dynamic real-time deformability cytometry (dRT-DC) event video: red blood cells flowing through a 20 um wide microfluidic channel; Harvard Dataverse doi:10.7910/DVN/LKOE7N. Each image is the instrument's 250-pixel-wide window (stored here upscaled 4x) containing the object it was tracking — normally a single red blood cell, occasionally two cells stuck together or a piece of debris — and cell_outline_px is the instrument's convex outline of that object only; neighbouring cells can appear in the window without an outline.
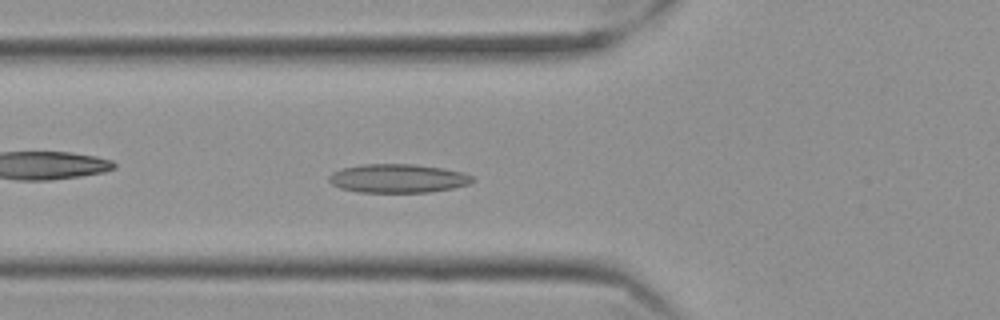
{"species": "Egyptian fruit bat (a non-hibernating species)", "species_latin": "Rousettus aegyptiacus", "temperature_condition": "cold", "stored_images_in_passage": 58, "camera_frame_rate_fps": 3000, "um_per_image_px": 0.085, "frame": {"image": 1, "passage_image": 21, "time_ms": 6.667, "image_size_px": [1000, 320], "cell_outline_px": [[472, 180], [468, 184], [452, 188], [428, 192], [360, 192], [340, 188], [332, 184], [328, 180], [328, 176], [332, 172], [344, 168], [364, 164], [412, 164], [440, 168], [460, 172], [472, 176]], "centroid_in_image_um": [33.76, 15.16], "position_along_channel_um": 92.0, "area_um2": 23.64}}
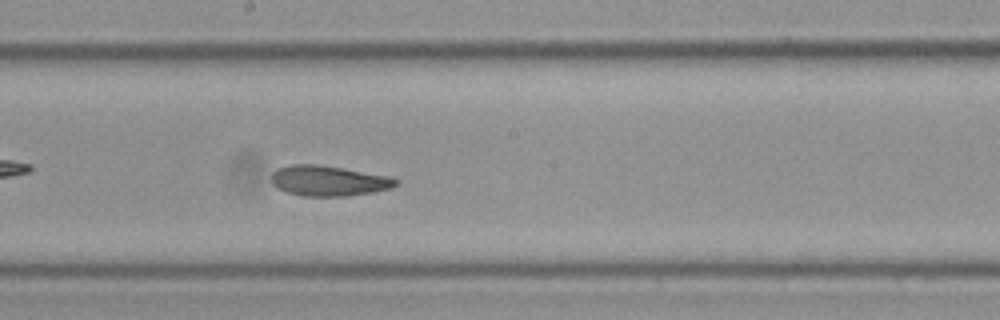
{"frame": {"image": 2, "passage_image": 32, "time_ms": 10.333, "image_size_px": [1000, 320], "cell_outline_px": [[400, 180], [392, 188], [372, 192], [348, 196], [304, 196], [288, 192], [276, 188], [272, 184], [272, 172], [276, 168], [292, 164], [316, 164], [388, 176]], "centroid_in_image_um": [27.9, 15.37], "position_along_channel_um": 220.3, "area_um2": 21.91}}
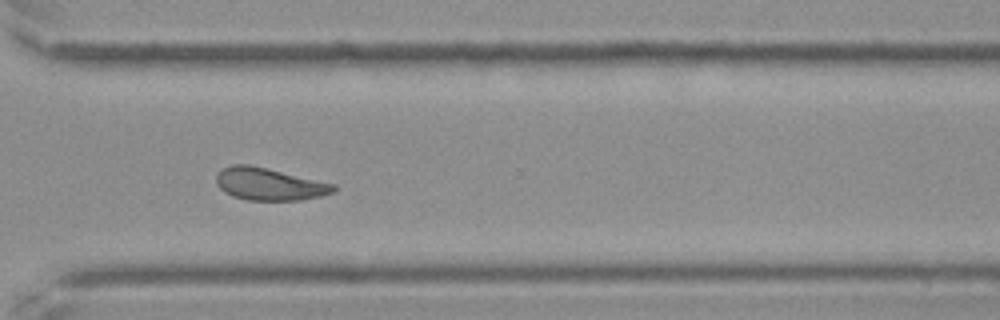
{"frame": {"image": 3, "passage_image": 43, "time_ms": 14.0, "image_size_px": [1000, 320], "cell_outline_px": [[336, 188], [332, 192], [320, 196], [300, 200], [248, 200], [232, 196], [224, 192], [216, 184], [216, 172], [220, 168], [232, 164], [248, 164], [336, 184]], "centroid_in_image_um": [22.83, 15.64], "position_along_channel_um": 347.8, "area_um2": 22.14}, "authors_computed_cell_mechanics": {"area_um2": 22.6865, "velocity_mm_per_s": 3.4817, "shape_relaxation_time_tau1_ms": null, "shape_relaxation_time_tau2_ms": 2.9118, "deformation_change_tau1": null, "deformation_change_tau2": 0.0816}}